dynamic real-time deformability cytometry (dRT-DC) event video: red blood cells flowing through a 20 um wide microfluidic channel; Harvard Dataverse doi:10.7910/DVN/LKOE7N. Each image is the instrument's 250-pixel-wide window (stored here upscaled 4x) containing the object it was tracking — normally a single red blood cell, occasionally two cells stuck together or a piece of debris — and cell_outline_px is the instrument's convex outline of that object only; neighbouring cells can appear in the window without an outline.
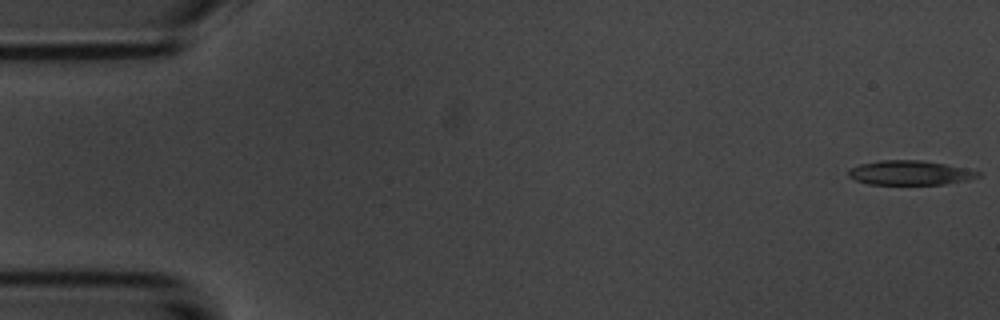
{"species": "common noctule bat (a hibernating species)", "species_latin": "Nyctalus noctula", "temperature_condition": "room temperature", "stored_images_in_passage": 5, "camera_frame_rate_fps": 3000, "um_per_image_px": 0.085, "animal": {"sex": "male", "body_mass_g": 20.1, "forearm_length_mm": 53.5}, "frame": {"image": 1, "passage_image": 1, "time_ms": 0.0, "image_size_px": [1000, 320], "cell_outline_px": [[980, 176], [968, 180], [944, 184], [868, 184], [856, 180], [848, 176], [848, 168], [860, 164], [880, 160], [924, 160], [964, 168], [980, 172]], "centroid_in_image_um": [77.31, 14.68], "position_along_channel_um": 7.7, "area_um2": 18.38}}
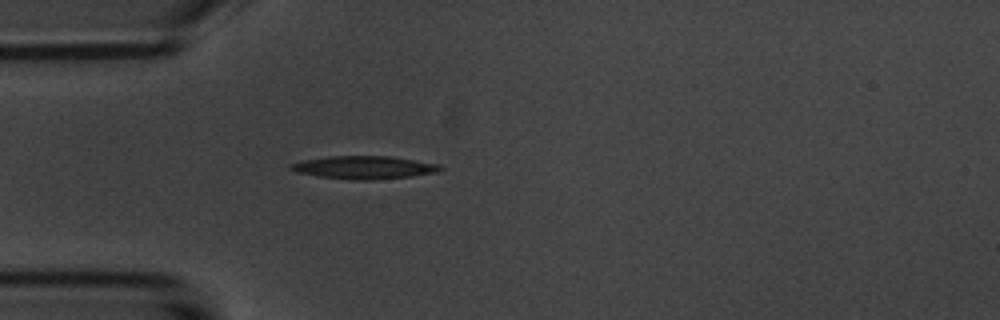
{"frame": {"image": 2, "passage_image": 5, "time_ms": 4.667, "image_size_px": [1000, 320], "cell_outline_px": [[444, 168], [436, 172], [412, 176], [372, 180], [356, 180], [316, 176], [296, 172], [288, 168], [288, 164], [300, 160], [328, 156], [392, 156], [440, 164]], "centroid_in_image_um": [30.91, 14.22], "position_along_channel_um": 54.1, "area_um2": 20.23}}